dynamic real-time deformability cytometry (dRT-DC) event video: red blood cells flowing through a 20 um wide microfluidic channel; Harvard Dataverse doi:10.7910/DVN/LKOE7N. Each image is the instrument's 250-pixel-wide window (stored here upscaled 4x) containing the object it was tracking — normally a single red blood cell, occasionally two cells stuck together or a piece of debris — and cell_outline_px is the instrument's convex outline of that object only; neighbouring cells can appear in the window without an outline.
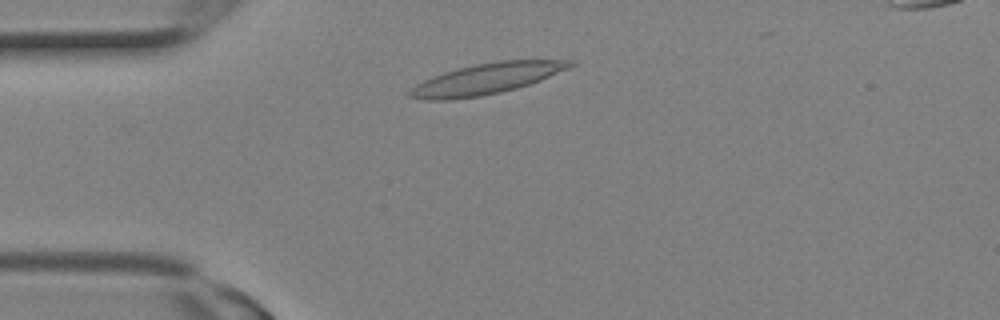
{"species": "Egyptian fruit bat (a non-hibernating species)", "species_latin": "Rousettus aegyptiacus", "temperature_condition": "room temperature", "stored_images_in_passage": 6, "camera_frame_rate_fps": 3000, "um_per_image_px": 0.085, "animal": {"sex": "female"}, "frame": {"image": 1, "passage_image": 3, "time_ms": 0.667, "image_size_px": [1000, 320], "cell_outline_px": [[576, 64], [572, 68], [540, 80], [516, 88], [500, 92], [480, 96], [452, 100], [424, 100], [408, 96], [408, 92], [416, 84], [432, 76], [444, 72], [476, 64], [500, 60], [576, 60]], "centroid_in_image_um": [41.39, 6.69], "position_along_channel_um": 43.6, "area_um2": 28.78}}
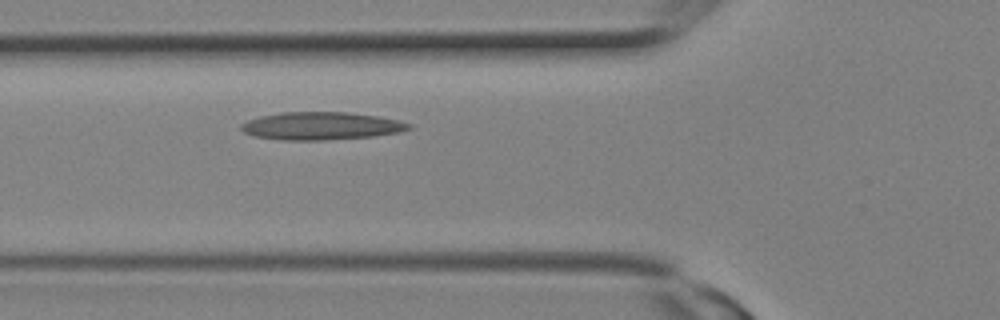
{"frame": {"image": 2, "passage_image": 6, "time_ms": 1.667, "image_size_px": [1000, 320], "cell_outline_px": [[412, 128], [400, 132], [372, 136], [324, 140], [280, 140], [252, 136], [244, 132], [240, 128], [240, 124], [248, 120], [260, 116], [280, 112], [348, 112], [380, 116], [412, 124]], "centroid_in_image_um": [27.28, 10.7], "position_along_channel_um": 98.5, "area_um2": 27.28}}